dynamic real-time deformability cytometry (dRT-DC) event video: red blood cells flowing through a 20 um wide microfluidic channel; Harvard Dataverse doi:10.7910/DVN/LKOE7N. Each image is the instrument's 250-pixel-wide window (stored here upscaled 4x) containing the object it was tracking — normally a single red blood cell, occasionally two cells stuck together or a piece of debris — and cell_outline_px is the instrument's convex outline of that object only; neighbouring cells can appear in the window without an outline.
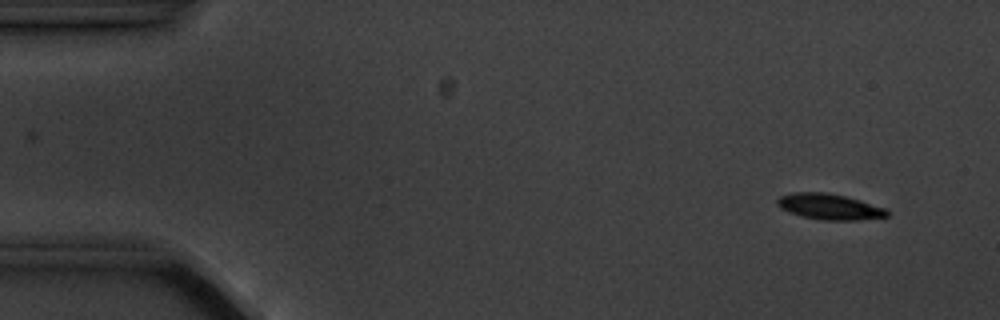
{"species": "common noctule bat (a hibernating species)", "species_latin": "Nyctalus noctula", "temperature_condition": "cold", "stored_images_in_passage": 4, "camera_frame_rate_fps": 3000, "um_per_image_px": 0.085, "animal": {"sex": "male", "body_mass_g": 20.1, "forearm_length_mm": 53.5}, "frame": {"image": 1, "passage_image": 1, "time_ms": 0.0, "image_size_px": [1000, 320], "cell_outline_px": [[888, 216], [860, 220], [820, 220], [800, 216], [788, 212], [780, 208], [776, 204], [776, 200], [780, 196], [792, 192], [828, 192], [860, 200], [884, 208], [888, 212]], "centroid_in_image_um": [70.44, 17.57], "position_along_channel_um": 14.6, "area_um2": 16.59}}